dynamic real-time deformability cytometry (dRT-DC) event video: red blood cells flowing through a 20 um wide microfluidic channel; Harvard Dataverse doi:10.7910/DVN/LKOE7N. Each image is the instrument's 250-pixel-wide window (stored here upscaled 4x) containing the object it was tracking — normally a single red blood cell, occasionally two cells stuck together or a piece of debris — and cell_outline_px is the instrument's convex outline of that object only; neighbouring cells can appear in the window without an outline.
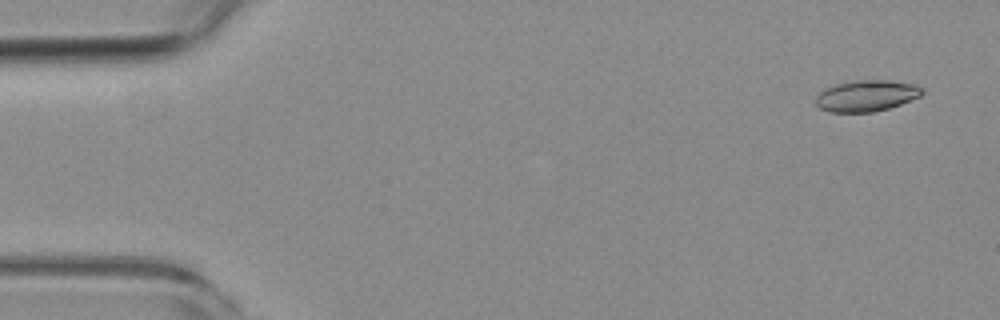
{"species": "common noctule bat (a hibernating species)", "species_latin": "Nyctalus noctula", "temperature_condition": "room temperature", "stored_images_in_passage": 5, "camera_frame_rate_fps": 3000, "um_per_image_px": 0.085, "animal": {"sex": "female", "body_mass_g": 19.3, "forearm_length_mm": 54.1}, "frame": {"image": 1, "passage_image": 1, "time_ms": 0.0, "image_size_px": [1000, 320], "cell_outline_px": [[924, 92], [920, 96], [900, 104], [888, 108], [872, 112], [828, 112], [820, 108], [816, 104], [816, 96], [824, 88], [836, 84], [856, 80], [888, 80], [916, 84], [924, 88]], "centroid_in_image_um": [73.65, 8.13], "position_along_channel_um": 11.3, "area_um2": 19.42}}
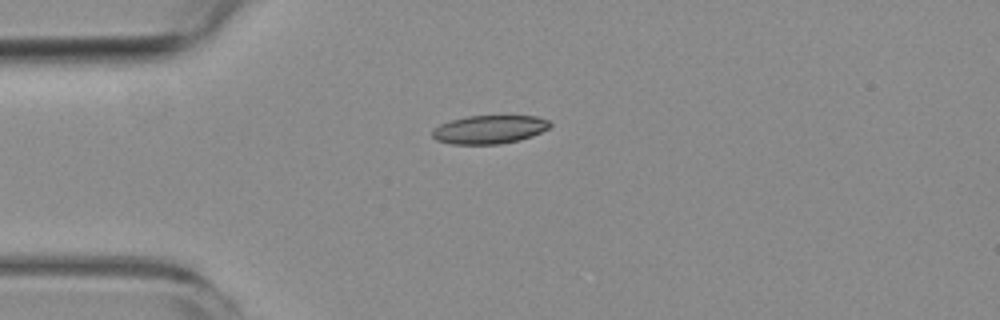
{"frame": {"image": 2, "passage_image": 4, "time_ms": 3.667, "image_size_px": [1000, 320], "cell_outline_px": [[552, 124], [548, 128], [532, 136], [520, 140], [500, 144], [452, 144], [436, 140], [432, 136], [432, 132], [440, 124], [452, 120], [468, 116], [536, 116], [548, 120]], "centroid_in_image_um": [41.61, 11.01], "position_along_channel_um": 43.4, "area_um2": 19.36}}